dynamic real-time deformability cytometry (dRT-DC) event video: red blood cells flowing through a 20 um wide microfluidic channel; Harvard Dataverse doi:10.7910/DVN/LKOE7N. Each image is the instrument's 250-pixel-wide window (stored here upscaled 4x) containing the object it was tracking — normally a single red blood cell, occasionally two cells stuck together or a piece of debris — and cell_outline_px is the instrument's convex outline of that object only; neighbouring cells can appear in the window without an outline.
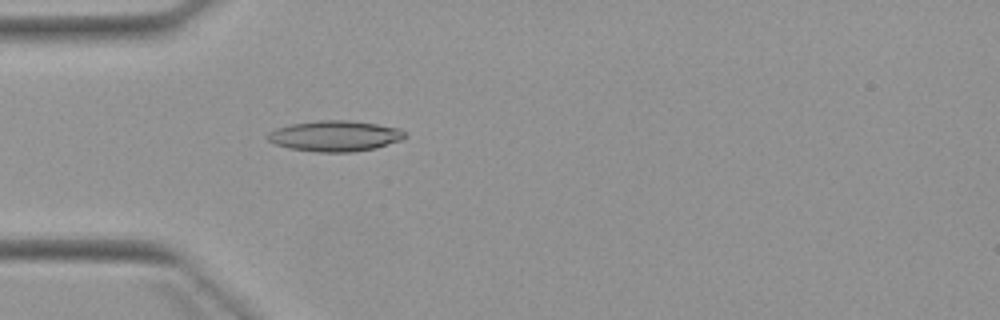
{"species": "Egyptian fruit bat (a non-hibernating species)", "species_latin": "Rousettus aegyptiacus", "temperature_condition": "warm", "stored_images_in_passage": 4, "camera_frame_rate_fps": 3000, "um_per_image_px": 0.085, "animal": {"sex": "female"}, "frame": {"image": 1, "passage_image": 4, "time_ms": 4.0, "image_size_px": [1000, 320], "cell_outline_px": [[408, 136], [400, 140], [376, 148], [352, 152], [316, 152], [288, 148], [276, 144], [268, 140], [264, 136], [268, 132], [276, 128], [292, 124], [316, 120], [348, 120], [376, 124], [400, 128]], "centroid_in_image_um": [28.45, 11.56], "position_along_channel_um": 56.6, "area_um2": 24.68}}